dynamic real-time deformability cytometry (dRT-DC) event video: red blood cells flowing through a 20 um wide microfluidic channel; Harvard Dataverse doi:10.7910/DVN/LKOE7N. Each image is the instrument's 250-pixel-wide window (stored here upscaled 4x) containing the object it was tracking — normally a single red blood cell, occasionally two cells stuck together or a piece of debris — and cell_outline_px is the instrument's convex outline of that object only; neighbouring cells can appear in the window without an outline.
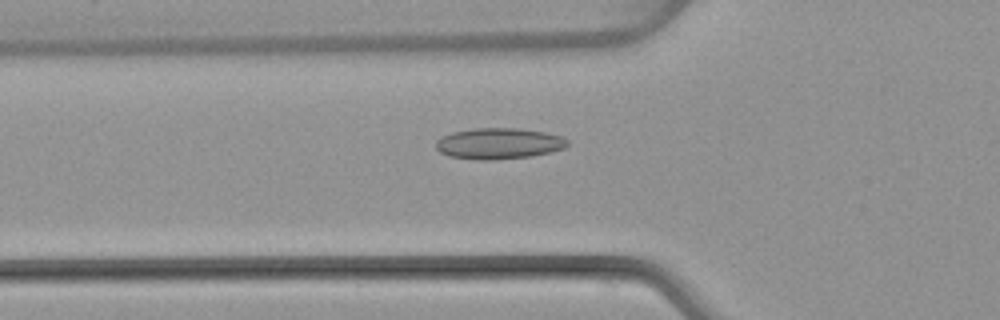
{"species": "common noctule bat (a hibernating species)", "species_latin": "Nyctalus noctula", "temperature_condition": "warm", "stored_images_in_passage": 51, "camera_frame_rate_fps": 3000, "um_per_image_px": 0.085, "animal": {"sex": "female", "body_mass_g": 22.7, "forearm_length_mm": 54.2}, "frame": {"image": 1, "passage_image": 18, "time_ms": 5.667, "image_size_px": [1000, 320], "cell_outline_px": [[568, 144], [564, 148], [552, 152], [532, 156], [492, 160], [480, 160], [448, 156], [440, 152], [436, 148], [436, 140], [440, 136], [452, 132], [472, 128], [516, 128], [544, 132], [564, 136], [568, 140]], "centroid_in_image_um": [42.39, 12.19], "position_along_channel_um": 83.4, "area_um2": 24.04}}
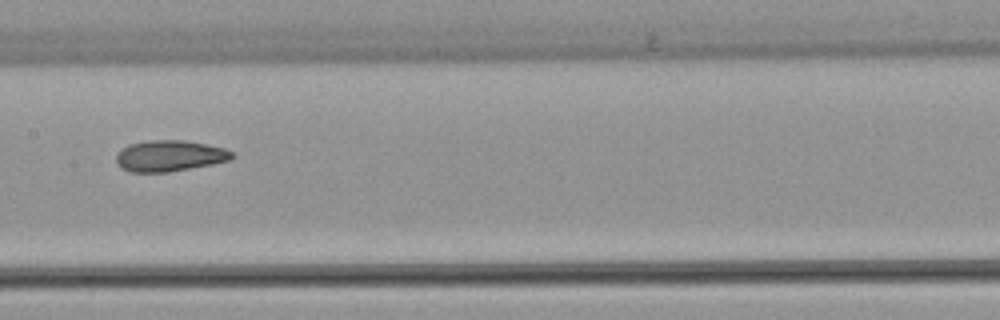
{"frame": {"image": 2, "passage_image": 26, "time_ms": 8.333, "image_size_px": [1000, 320], "cell_outline_px": [[236, 156], [232, 160], [212, 164], [168, 172], [132, 172], [120, 168], [116, 164], [116, 156], [128, 144], [148, 140], [184, 140], [224, 148], [232, 152]], "centroid_in_image_um": [14.42, 13.25], "position_along_channel_um": 193.0, "area_um2": 20.98}}
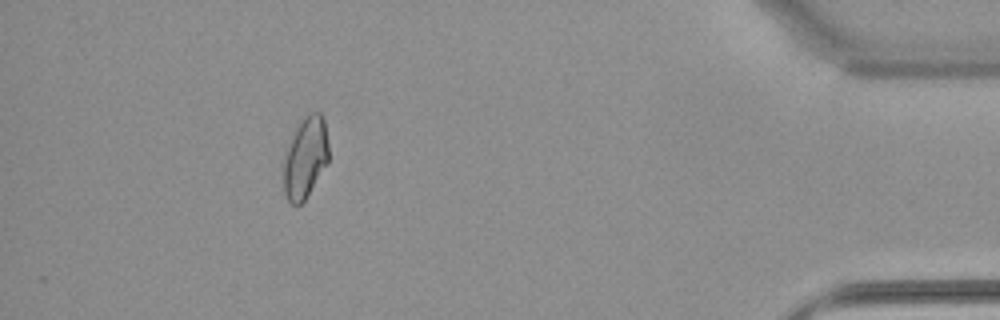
{"frame": {"image": 3, "passage_image": 46, "time_ms": 15.0, "image_size_px": [1000, 320], "cell_outline_px": [[328, 160], [304, 200], [296, 208], [288, 200], [284, 192], [280, 160], [296, 128], [304, 116], [308, 112], [320, 112], [324, 120], [328, 144]], "centroid_in_image_um": [25.88, 13.4], "position_along_channel_um": 409.3, "area_um2": 21.68}, "authors_computed_cell_mechanics": {"area_um2": 21.675, "velocity_mm_per_s": 4.0851, "shape_relaxation_time_tau1_ms": null, "shape_relaxation_time_tau2_ms": 1.9092, "deformation_change_tau1": null, "deformation_change_tau2": 0.0742}}